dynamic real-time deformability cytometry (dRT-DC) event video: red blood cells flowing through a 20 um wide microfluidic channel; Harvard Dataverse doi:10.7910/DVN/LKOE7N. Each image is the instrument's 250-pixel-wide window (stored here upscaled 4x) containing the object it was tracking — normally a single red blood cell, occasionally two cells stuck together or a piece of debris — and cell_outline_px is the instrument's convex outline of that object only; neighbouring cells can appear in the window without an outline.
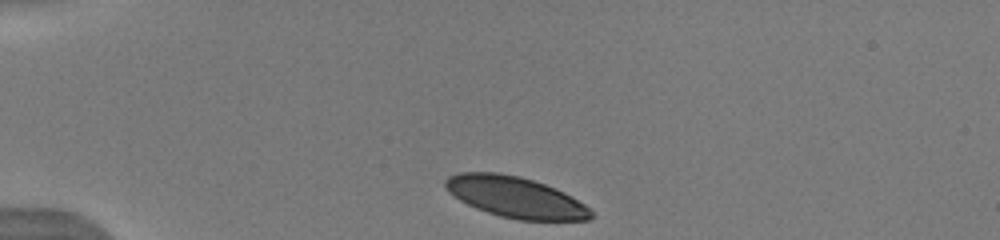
{"species": "human", "species_latin": "Homo sapiens", "temperature_condition": "warm", "stored_images_in_passage": 40, "camera_frame_rate_fps": 3000, "um_per_image_px": 0.085, "donor": {"sex": "male"}, "frame": {"image": 1, "passage_image": 1, "time_ms": 0.0, "image_size_px": [1000, 240], "cell_outline_px": [[592, 216], [588, 220], [516, 220], [500, 216], [476, 208], [460, 200], [448, 192], [444, 184], [444, 180], [448, 176], [460, 172], [500, 172], [520, 176], [556, 188], [572, 196], [584, 204], [592, 212]], "centroid_in_image_um": [43.79, 16.75], "position_along_channel_um": 41.2, "area_um2": 34.74}}
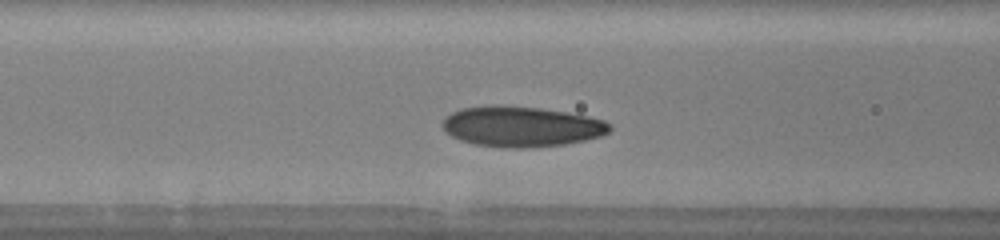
{"frame": {"image": 2, "passage_image": 11, "time_ms": 3.333, "image_size_px": [1000, 240], "cell_outline_px": [[612, 128], [608, 132], [600, 136], [584, 140], [564, 144], [524, 148], [508, 148], [476, 144], [460, 140], [444, 132], [440, 124], [452, 112], [460, 108], [540, 108], [588, 116], [604, 120], [612, 124]], "centroid_in_image_um": [44.35, 10.8], "position_along_channel_um": 122.3, "area_um2": 38.32}}
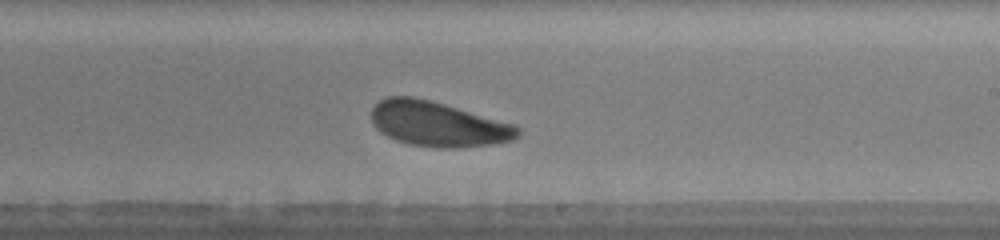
{"frame": {"image": 3, "passage_image": 21, "time_ms": 6.667, "image_size_px": [1000, 240], "cell_outline_px": [[520, 136], [516, 140], [492, 144], [456, 148], [436, 148], [408, 144], [396, 140], [380, 132], [372, 124], [372, 108], [380, 100], [388, 96], [412, 96], [444, 104], [516, 124], [520, 128]], "centroid_in_image_um": [37.26, 10.56], "position_along_channel_um": 251.7, "area_um2": 38.55}, "authors_computed_cell_mechanics": {"area_um2": 37.8301, "velocity_mm_per_s": 3.8928, "shape_relaxation_time_tau1_ms": 1.8199, "shape_relaxation_time_tau2_ms": 8.3477, "deformation_change_tau1": 0.0911, "deformation_change_tau2": 0.2023}}